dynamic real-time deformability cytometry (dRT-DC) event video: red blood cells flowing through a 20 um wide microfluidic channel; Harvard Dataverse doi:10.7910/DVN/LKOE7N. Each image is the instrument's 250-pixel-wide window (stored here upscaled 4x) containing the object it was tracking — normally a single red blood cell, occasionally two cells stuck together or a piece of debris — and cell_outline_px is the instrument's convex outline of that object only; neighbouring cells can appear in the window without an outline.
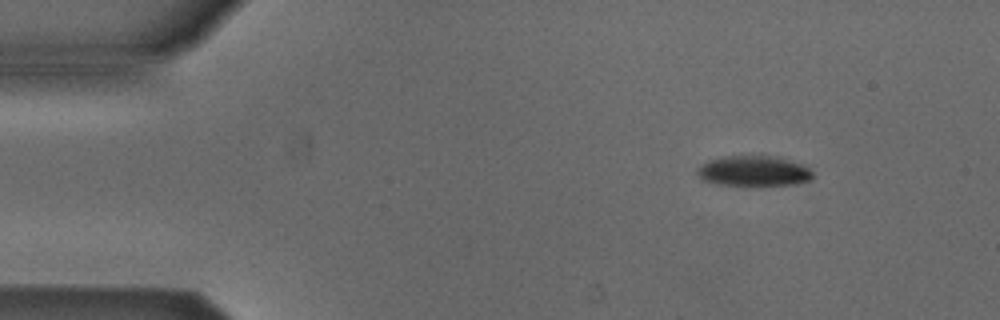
{"species": "Egyptian fruit bat (a non-hibernating species)", "species_latin": "Rousettus aegyptiacus", "temperature_condition": "cold", "stored_images_in_passage": 3, "camera_frame_rate_fps": 3000, "um_per_image_px": 0.085, "animal": {"sex": "male"}, "frame": {"image": 1, "passage_image": 1, "time_ms": 0.0, "image_size_px": [1000, 320], "cell_outline_px": [[812, 180], [796, 184], [760, 188], [748, 188], [716, 184], [704, 180], [696, 172], [696, 168], [700, 164], [708, 160], [724, 156], [780, 156], [804, 164], [812, 172]], "centroid_in_image_um": [64.09, 14.58], "position_along_channel_um": 20.9, "area_um2": 21.68}}